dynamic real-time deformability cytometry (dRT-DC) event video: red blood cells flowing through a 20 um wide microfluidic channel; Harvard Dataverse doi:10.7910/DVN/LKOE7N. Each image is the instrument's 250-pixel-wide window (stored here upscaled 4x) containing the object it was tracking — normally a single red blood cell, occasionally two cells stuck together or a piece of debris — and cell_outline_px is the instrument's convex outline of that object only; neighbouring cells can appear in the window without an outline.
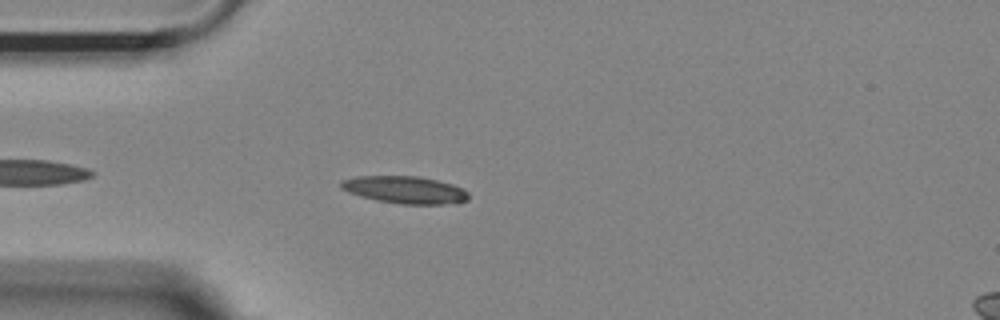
{"species": "Egyptian fruit bat (a non-hibernating species)", "species_latin": "Rousettus aegyptiacus", "temperature_condition": "room temperature", "stored_images_in_passage": 42, "camera_frame_rate_fps": 3000, "um_per_image_px": 0.085, "animal": {"sex": "female"}, "frame": {"image": 1, "passage_image": 2, "time_ms": 0.333, "image_size_px": [1000, 320], "cell_outline_px": [[468, 200], [456, 204], [400, 204], [376, 200], [360, 196], [348, 192], [340, 188], [340, 180], [356, 176], [420, 176], [452, 184], [468, 192]], "centroid_in_image_um": [34.4, 16.14], "position_along_channel_um": 50.6, "area_um2": 20.46}}
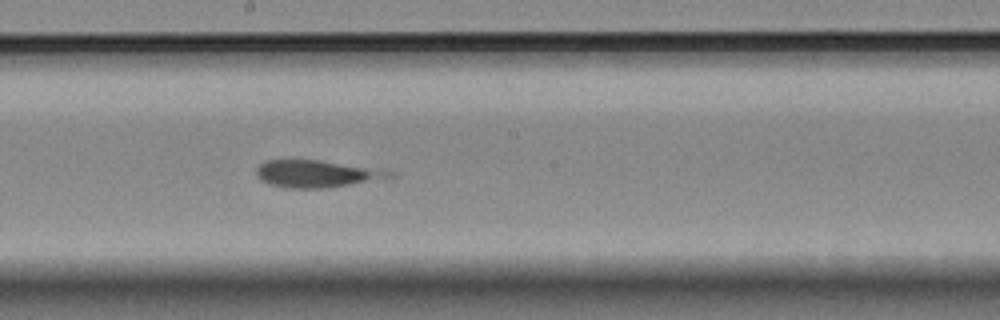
{"frame": {"image": 2, "passage_image": 17, "time_ms": 5.333, "image_size_px": [1000, 320], "cell_outline_px": [[372, 176], [364, 180], [348, 184], [328, 188], [284, 188], [268, 184], [260, 180], [256, 176], [256, 168], [264, 160], [316, 160], [360, 168], [368, 172]], "centroid_in_image_um": [26.21, 14.79], "position_along_channel_um": 222.0, "area_um2": 18.55}}
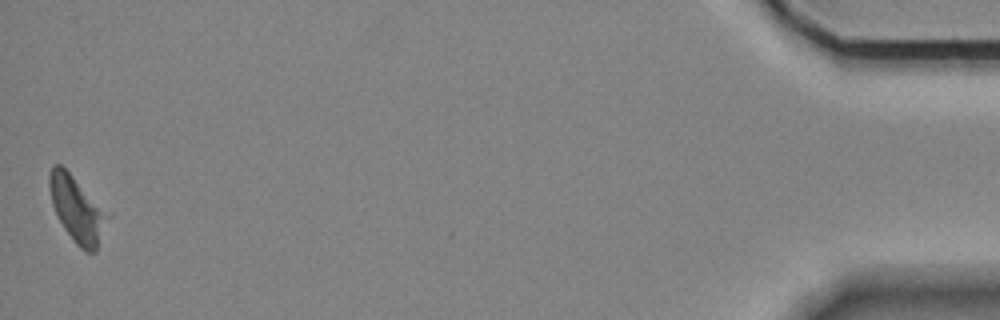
{"frame": {"image": 3, "passage_image": 42, "time_ms": 13.667, "image_size_px": [1000, 320], "cell_outline_px": [[100, 216], [96, 252], [84, 252], [72, 240], [64, 228], [52, 204], [48, 184], [48, 176], [52, 164], [60, 164], [72, 176], [96, 208]], "centroid_in_image_um": [6.29, 17.75], "position_along_channel_um": 428.9, "area_um2": 19.25}}